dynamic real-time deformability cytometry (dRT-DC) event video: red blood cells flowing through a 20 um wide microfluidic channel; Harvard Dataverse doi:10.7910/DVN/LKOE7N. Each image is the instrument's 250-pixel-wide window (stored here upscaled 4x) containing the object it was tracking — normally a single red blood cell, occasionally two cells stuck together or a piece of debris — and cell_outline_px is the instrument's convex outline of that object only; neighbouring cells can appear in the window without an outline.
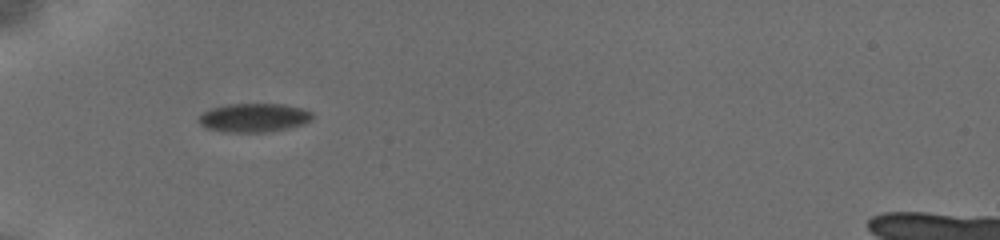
{"species": "common noctule bat (a hibernating species)", "species_latin": "Nyctalus noctula", "temperature_condition": "cold", "stored_images_in_passage": 70, "camera_frame_rate_fps": 3000, "um_per_image_px": 0.085, "animal": {"sex": "female", "body_mass_g": 19.5, "forearm_length_mm": 54.1}, "frame": {"image": 1, "passage_image": 1, "time_ms": 0.0, "image_size_px": [1000, 240], "cell_outline_px": [[312, 116], [308, 120], [300, 124], [288, 128], [264, 132], [224, 132], [208, 128], [200, 124], [200, 116], [204, 112], [212, 108], [228, 104], [280, 104], [300, 108], [308, 112]], "centroid_in_image_um": [21.52, 10.0], "position_along_channel_um": 63.5, "area_um2": 18.44}}
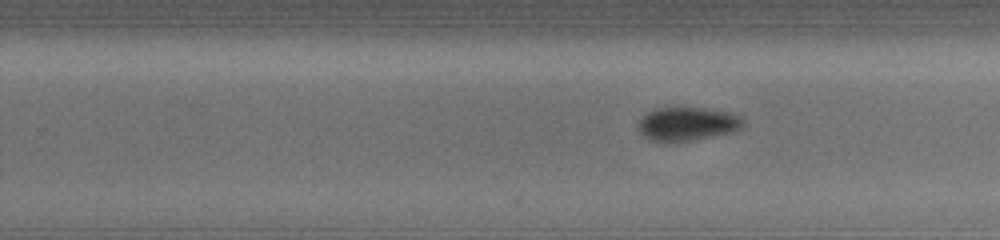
{"frame": {"image": 2, "passage_image": 40, "time_ms": 5.667, "image_size_px": [1000, 240], "cell_outline_px": [[740, 128], [728, 132], [688, 140], [656, 140], [648, 136], [640, 128], [640, 120], [648, 112], [656, 108], [700, 108], [724, 112], [736, 116], [740, 120]], "centroid_in_image_um": [58.38, 10.5], "position_along_channel_um": 271.4, "area_um2": 18.79}}
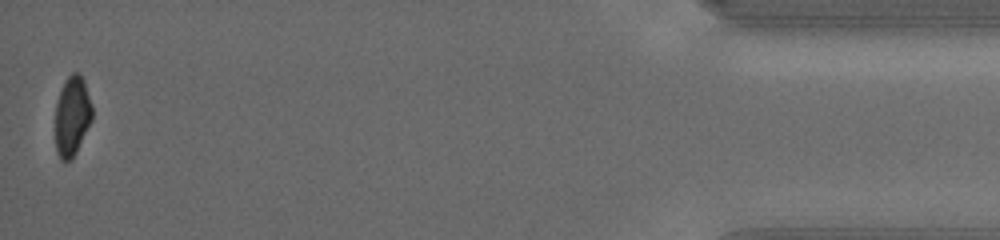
{"frame": {"image": 3, "passage_image": 69, "time_ms": 11.667, "image_size_px": [1000, 240], "cell_outline_px": [[92, 120], [72, 160], [60, 160], [56, 152], [56, 104], [60, 92], [68, 76], [72, 72], [80, 72], [84, 80], [92, 108]], "centroid_in_image_um": [6.14, 9.87], "position_along_channel_um": 429.1, "area_um2": 16.99}}